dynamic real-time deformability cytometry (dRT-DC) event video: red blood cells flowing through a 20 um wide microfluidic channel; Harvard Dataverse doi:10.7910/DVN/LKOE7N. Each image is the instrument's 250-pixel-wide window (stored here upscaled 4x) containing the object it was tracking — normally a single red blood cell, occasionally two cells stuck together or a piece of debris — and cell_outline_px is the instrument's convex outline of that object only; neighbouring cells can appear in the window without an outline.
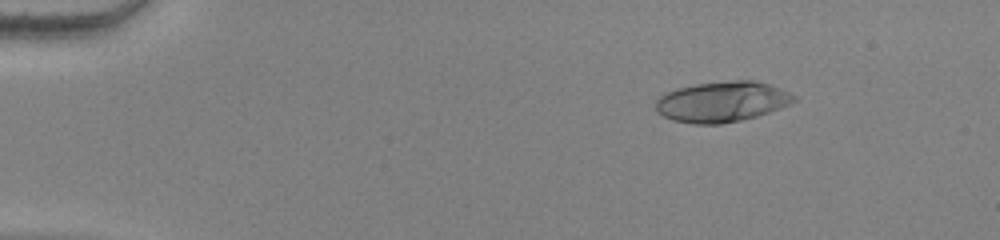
{"species": "human", "species_latin": "Homo sapiens", "temperature_condition": "warm", "stored_images_in_passage": 54, "camera_frame_rate_fps": 3000, "um_per_image_px": 0.085, "donor": {"sex": "female"}, "frame": {"image": 1, "passage_image": 8, "time_ms": 2.333, "image_size_px": [1000, 240], "cell_outline_px": [[796, 100], [788, 104], [768, 112], [756, 116], [740, 120], [720, 124], [692, 124], [672, 120], [656, 112], [656, 100], [660, 96], [676, 88], [696, 84], [732, 80], [752, 80], [768, 84], [780, 88], [796, 96]], "centroid_in_image_um": [61.34, 8.64], "position_along_channel_um": 23.7, "area_um2": 32.43}}
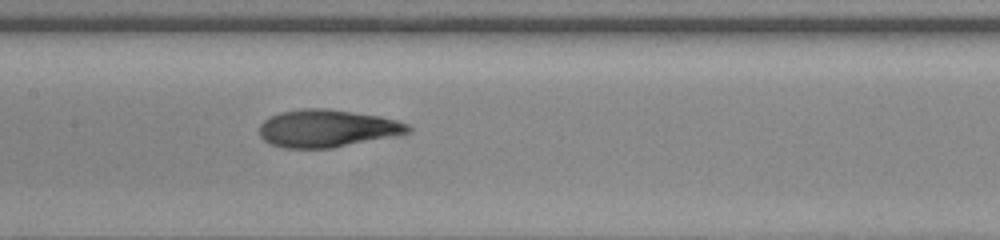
{"frame": {"image": 2, "passage_image": 28, "time_ms": 9.0, "image_size_px": [1000, 240], "cell_outline_px": [[412, 132], [400, 136], [332, 148], [284, 148], [272, 144], [264, 140], [260, 136], [260, 124], [268, 116], [280, 112], [300, 108], [324, 108], [380, 116], [396, 120], [408, 124], [412, 128]], "centroid_in_image_um": [27.85, 10.92], "position_along_channel_um": 179.6, "area_um2": 32.95}}
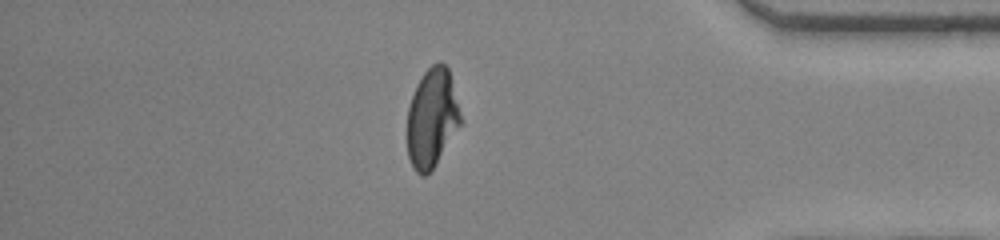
{"frame": {"image": 3, "passage_image": 47, "time_ms": 15.333, "image_size_px": [1000, 240], "cell_outline_px": [[460, 124], [436, 164], [424, 176], [420, 176], [416, 172], [408, 156], [408, 108], [416, 84], [424, 72], [432, 64], [440, 60], [448, 68], [460, 116]], "centroid_in_image_um": [36.69, 10.02], "position_along_channel_um": 398.5, "area_um2": 30.06}}